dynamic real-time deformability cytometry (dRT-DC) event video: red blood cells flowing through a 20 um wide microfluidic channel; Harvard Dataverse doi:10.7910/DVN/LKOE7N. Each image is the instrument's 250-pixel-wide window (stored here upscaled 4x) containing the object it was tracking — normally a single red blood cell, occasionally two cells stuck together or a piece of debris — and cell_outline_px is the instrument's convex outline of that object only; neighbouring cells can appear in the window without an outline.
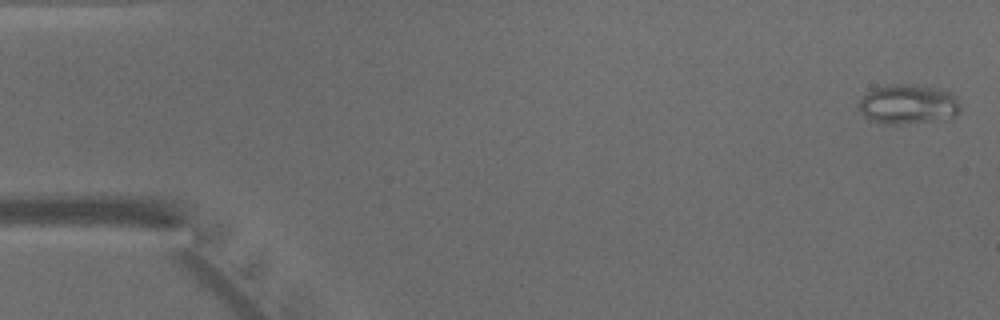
{"species": "common noctule bat (a hibernating species)", "species_latin": "Nyctalus noctula", "temperature_condition": "warm", "stored_images_in_passage": 47, "camera_frame_rate_fps": 3000, "um_per_image_px": 0.085, "animal": {"sex": "male", "body_mass_g": 15.6}, "frame": {"image": 1, "passage_image": 1, "time_ms": 0.0, "image_size_px": [1000, 320], "cell_outline_px": [[960, 112], [956, 116], [948, 120], [900, 124], [884, 124], [868, 120], [864, 116], [856, 104], [868, 88], [888, 84], [908, 84], [940, 88], [956, 96], [960, 104]], "centroid_in_image_um": [77.16, 8.86], "position_along_channel_um": 7.8, "area_um2": 24.33}}
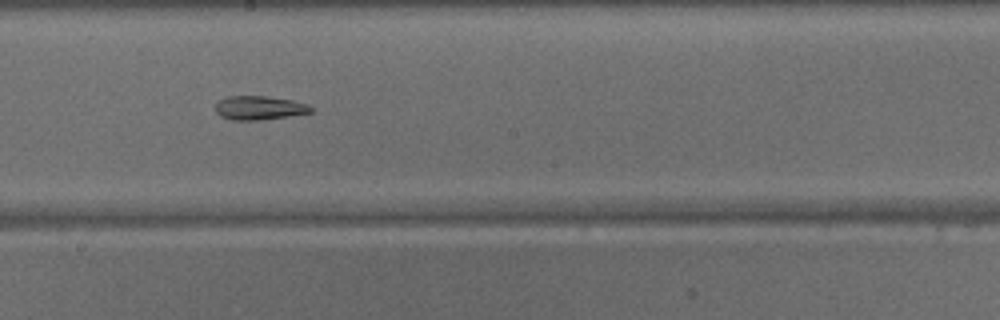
{"frame": {"image": 2, "passage_image": 26, "time_ms": 8.333, "image_size_px": [1000, 320], "cell_outline_px": [[312, 112], [292, 116], [260, 120], [232, 120], [220, 116], [216, 112], [216, 104], [220, 100], [228, 96], [268, 96], [292, 100], [308, 104], [312, 108]], "centroid_in_image_um": [22.06, 9.17], "position_along_channel_um": 226.1, "area_um2": 13.35}}
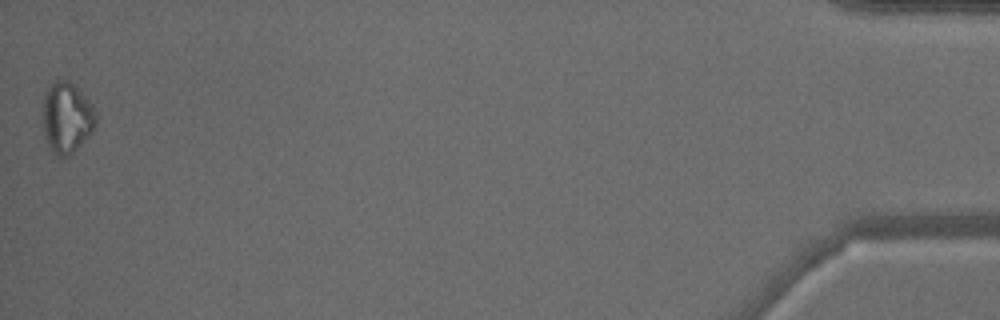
{"frame": {"image": 3, "passage_image": 47, "time_ms": 15.333, "image_size_px": [1000, 320], "cell_outline_px": [[96, 124], [92, 132], [68, 156], [60, 160], [52, 152], [44, 136], [44, 96], [48, 88], [56, 76], [68, 80], [92, 104], [96, 112]], "centroid_in_image_um": [5.67, 10.0], "position_along_channel_um": 429.5, "area_um2": 21.91}}